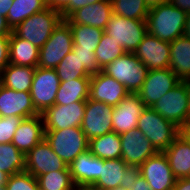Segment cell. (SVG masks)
I'll return each instance as SVG.
<instances>
[{
	"instance_id": "cell-14",
	"label": "cell",
	"mask_w": 190,
	"mask_h": 190,
	"mask_svg": "<svg viewBox=\"0 0 190 190\" xmlns=\"http://www.w3.org/2000/svg\"><path fill=\"white\" fill-rule=\"evenodd\" d=\"M25 157V171L35 178L53 171L69 170L68 165L52 150L45 139L36 144Z\"/></svg>"
},
{
	"instance_id": "cell-39",
	"label": "cell",
	"mask_w": 190,
	"mask_h": 190,
	"mask_svg": "<svg viewBox=\"0 0 190 190\" xmlns=\"http://www.w3.org/2000/svg\"><path fill=\"white\" fill-rule=\"evenodd\" d=\"M72 51L78 55L81 64L84 65L85 71L90 75L98 74L101 69L97 64L96 56L94 51L85 49H72Z\"/></svg>"
},
{
	"instance_id": "cell-17",
	"label": "cell",
	"mask_w": 190,
	"mask_h": 190,
	"mask_svg": "<svg viewBox=\"0 0 190 190\" xmlns=\"http://www.w3.org/2000/svg\"><path fill=\"white\" fill-rule=\"evenodd\" d=\"M145 105L137 93H129L112 111L113 132L122 134L137 128V122Z\"/></svg>"
},
{
	"instance_id": "cell-23",
	"label": "cell",
	"mask_w": 190,
	"mask_h": 190,
	"mask_svg": "<svg viewBox=\"0 0 190 190\" xmlns=\"http://www.w3.org/2000/svg\"><path fill=\"white\" fill-rule=\"evenodd\" d=\"M163 153L176 179L190 177V141L182 132Z\"/></svg>"
},
{
	"instance_id": "cell-45",
	"label": "cell",
	"mask_w": 190,
	"mask_h": 190,
	"mask_svg": "<svg viewBox=\"0 0 190 190\" xmlns=\"http://www.w3.org/2000/svg\"><path fill=\"white\" fill-rule=\"evenodd\" d=\"M173 190H190V177L176 179Z\"/></svg>"
},
{
	"instance_id": "cell-5",
	"label": "cell",
	"mask_w": 190,
	"mask_h": 190,
	"mask_svg": "<svg viewBox=\"0 0 190 190\" xmlns=\"http://www.w3.org/2000/svg\"><path fill=\"white\" fill-rule=\"evenodd\" d=\"M101 71L123 84L129 93H137L146 79L148 68L134 53L126 52Z\"/></svg>"
},
{
	"instance_id": "cell-7",
	"label": "cell",
	"mask_w": 190,
	"mask_h": 190,
	"mask_svg": "<svg viewBox=\"0 0 190 190\" xmlns=\"http://www.w3.org/2000/svg\"><path fill=\"white\" fill-rule=\"evenodd\" d=\"M104 33L119 43L126 52L133 53L147 34V23L112 14Z\"/></svg>"
},
{
	"instance_id": "cell-3",
	"label": "cell",
	"mask_w": 190,
	"mask_h": 190,
	"mask_svg": "<svg viewBox=\"0 0 190 190\" xmlns=\"http://www.w3.org/2000/svg\"><path fill=\"white\" fill-rule=\"evenodd\" d=\"M62 20L59 12L48 7L25 19L12 29V32L16 36L41 48Z\"/></svg>"
},
{
	"instance_id": "cell-32",
	"label": "cell",
	"mask_w": 190,
	"mask_h": 190,
	"mask_svg": "<svg viewBox=\"0 0 190 190\" xmlns=\"http://www.w3.org/2000/svg\"><path fill=\"white\" fill-rule=\"evenodd\" d=\"M25 154L19 151L11 142L0 144V170L8 174L25 171Z\"/></svg>"
},
{
	"instance_id": "cell-15",
	"label": "cell",
	"mask_w": 190,
	"mask_h": 190,
	"mask_svg": "<svg viewBox=\"0 0 190 190\" xmlns=\"http://www.w3.org/2000/svg\"><path fill=\"white\" fill-rule=\"evenodd\" d=\"M136 171L147 181L151 190H173L176 178L163 152L148 158Z\"/></svg>"
},
{
	"instance_id": "cell-43",
	"label": "cell",
	"mask_w": 190,
	"mask_h": 190,
	"mask_svg": "<svg viewBox=\"0 0 190 190\" xmlns=\"http://www.w3.org/2000/svg\"><path fill=\"white\" fill-rule=\"evenodd\" d=\"M47 6L60 14L68 7L69 0H46Z\"/></svg>"
},
{
	"instance_id": "cell-35",
	"label": "cell",
	"mask_w": 190,
	"mask_h": 190,
	"mask_svg": "<svg viewBox=\"0 0 190 190\" xmlns=\"http://www.w3.org/2000/svg\"><path fill=\"white\" fill-rule=\"evenodd\" d=\"M39 190H74L69 170H58L36 177Z\"/></svg>"
},
{
	"instance_id": "cell-38",
	"label": "cell",
	"mask_w": 190,
	"mask_h": 190,
	"mask_svg": "<svg viewBox=\"0 0 190 190\" xmlns=\"http://www.w3.org/2000/svg\"><path fill=\"white\" fill-rule=\"evenodd\" d=\"M24 118L20 116L0 117V144L9 143Z\"/></svg>"
},
{
	"instance_id": "cell-36",
	"label": "cell",
	"mask_w": 190,
	"mask_h": 190,
	"mask_svg": "<svg viewBox=\"0 0 190 190\" xmlns=\"http://www.w3.org/2000/svg\"><path fill=\"white\" fill-rule=\"evenodd\" d=\"M126 51L112 37L103 34L94 54L97 64L100 69H103L107 64L113 62L118 57L124 55Z\"/></svg>"
},
{
	"instance_id": "cell-47",
	"label": "cell",
	"mask_w": 190,
	"mask_h": 190,
	"mask_svg": "<svg viewBox=\"0 0 190 190\" xmlns=\"http://www.w3.org/2000/svg\"><path fill=\"white\" fill-rule=\"evenodd\" d=\"M14 0H0V15L7 18V14L13 5Z\"/></svg>"
},
{
	"instance_id": "cell-34",
	"label": "cell",
	"mask_w": 190,
	"mask_h": 190,
	"mask_svg": "<svg viewBox=\"0 0 190 190\" xmlns=\"http://www.w3.org/2000/svg\"><path fill=\"white\" fill-rule=\"evenodd\" d=\"M112 14L121 15L125 18L146 21L150 10L145 0H110Z\"/></svg>"
},
{
	"instance_id": "cell-30",
	"label": "cell",
	"mask_w": 190,
	"mask_h": 190,
	"mask_svg": "<svg viewBox=\"0 0 190 190\" xmlns=\"http://www.w3.org/2000/svg\"><path fill=\"white\" fill-rule=\"evenodd\" d=\"M48 8L46 0H14L7 14V22L11 29L35 13Z\"/></svg>"
},
{
	"instance_id": "cell-40",
	"label": "cell",
	"mask_w": 190,
	"mask_h": 190,
	"mask_svg": "<svg viewBox=\"0 0 190 190\" xmlns=\"http://www.w3.org/2000/svg\"><path fill=\"white\" fill-rule=\"evenodd\" d=\"M129 190H151L147 181L135 170L127 182Z\"/></svg>"
},
{
	"instance_id": "cell-42",
	"label": "cell",
	"mask_w": 190,
	"mask_h": 190,
	"mask_svg": "<svg viewBox=\"0 0 190 190\" xmlns=\"http://www.w3.org/2000/svg\"><path fill=\"white\" fill-rule=\"evenodd\" d=\"M9 41L10 37H0V74L9 64Z\"/></svg>"
},
{
	"instance_id": "cell-46",
	"label": "cell",
	"mask_w": 190,
	"mask_h": 190,
	"mask_svg": "<svg viewBox=\"0 0 190 190\" xmlns=\"http://www.w3.org/2000/svg\"><path fill=\"white\" fill-rule=\"evenodd\" d=\"M169 3L186 13L190 12V0H169Z\"/></svg>"
},
{
	"instance_id": "cell-48",
	"label": "cell",
	"mask_w": 190,
	"mask_h": 190,
	"mask_svg": "<svg viewBox=\"0 0 190 190\" xmlns=\"http://www.w3.org/2000/svg\"><path fill=\"white\" fill-rule=\"evenodd\" d=\"M145 3L147 7L150 9L161 4L169 3V0H145Z\"/></svg>"
},
{
	"instance_id": "cell-25",
	"label": "cell",
	"mask_w": 190,
	"mask_h": 190,
	"mask_svg": "<svg viewBox=\"0 0 190 190\" xmlns=\"http://www.w3.org/2000/svg\"><path fill=\"white\" fill-rule=\"evenodd\" d=\"M169 68L181 81L190 77V38L185 35L170 43Z\"/></svg>"
},
{
	"instance_id": "cell-4",
	"label": "cell",
	"mask_w": 190,
	"mask_h": 190,
	"mask_svg": "<svg viewBox=\"0 0 190 190\" xmlns=\"http://www.w3.org/2000/svg\"><path fill=\"white\" fill-rule=\"evenodd\" d=\"M44 139L67 165L89 149V140L81 127L45 130Z\"/></svg>"
},
{
	"instance_id": "cell-20",
	"label": "cell",
	"mask_w": 190,
	"mask_h": 190,
	"mask_svg": "<svg viewBox=\"0 0 190 190\" xmlns=\"http://www.w3.org/2000/svg\"><path fill=\"white\" fill-rule=\"evenodd\" d=\"M134 171L121 158L100 159L99 178L93 185L101 190H115L127 186Z\"/></svg>"
},
{
	"instance_id": "cell-37",
	"label": "cell",
	"mask_w": 190,
	"mask_h": 190,
	"mask_svg": "<svg viewBox=\"0 0 190 190\" xmlns=\"http://www.w3.org/2000/svg\"><path fill=\"white\" fill-rule=\"evenodd\" d=\"M4 190H39L36 178L22 171L8 177Z\"/></svg>"
},
{
	"instance_id": "cell-33",
	"label": "cell",
	"mask_w": 190,
	"mask_h": 190,
	"mask_svg": "<svg viewBox=\"0 0 190 190\" xmlns=\"http://www.w3.org/2000/svg\"><path fill=\"white\" fill-rule=\"evenodd\" d=\"M61 82L78 78H91L85 71L84 65L73 51L69 52L55 68Z\"/></svg>"
},
{
	"instance_id": "cell-26",
	"label": "cell",
	"mask_w": 190,
	"mask_h": 190,
	"mask_svg": "<svg viewBox=\"0 0 190 190\" xmlns=\"http://www.w3.org/2000/svg\"><path fill=\"white\" fill-rule=\"evenodd\" d=\"M39 52L40 48L16 36L13 32L11 33L9 41V63L36 68L38 66Z\"/></svg>"
},
{
	"instance_id": "cell-24",
	"label": "cell",
	"mask_w": 190,
	"mask_h": 190,
	"mask_svg": "<svg viewBox=\"0 0 190 190\" xmlns=\"http://www.w3.org/2000/svg\"><path fill=\"white\" fill-rule=\"evenodd\" d=\"M75 186L93 185L99 178L100 158L88 149L68 165Z\"/></svg>"
},
{
	"instance_id": "cell-52",
	"label": "cell",
	"mask_w": 190,
	"mask_h": 190,
	"mask_svg": "<svg viewBox=\"0 0 190 190\" xmlns=\"http://www.w3.org/2000/svg\"><path fill=\"white\" fill-rule=\"evenodd\" d=\"M187 86V92H188V97H189V101H190V77L186 78L183 80Z\"/></svg>"
},
{
	"instance_id": "cell-29",
	"label": "cell",
	"mask_w": 190,
	"mask_h": 190,
	"mask_svg": "<svg viewBox=\"0 0 190 190\" xmlns=\"http://www.w3.org/2000/svg\"><path fill=\"white\" fill-rule=\"evenodd\" d=\"M89 150L100 159L111 160L121 158L122 144L120 134L110 132L89 140Z\"/></svg>"
},
{
	"instance_id": "cell-50",
	"label": "cell",
	"mask_w": 190,
	"mask_h": 190,
	"mask_svg": "<svg viewBox=\"0 0 190 190\" xmlns=\"http://www.w3.org/2000/svg\"><path fill=\"white\" fill-rule=\"evenodd\" d=\"M184 35L190 38V12H188L186 15Z\"/></svg>"
},
{
	"instance_id": "cell-27",
	"label": "cell",
	"mask_w": 190,
	"mask_h": 190,
	"mask_svg": "<svg viewBox=\"0 0 190 190\" xmlns=\"http://www.w3.org/2000/svg\"><path fill=\"white\" fill-rule=\"evenodd\" d=\"M35 69L9 63L1 73V83L15 91L30 92Z\"/></svg>"
},
{
	"instance_id": "cell-53",
	"label": "cell",
	"mask_w": 190,
	"mask_h": 190,
	"mask_svg": "<svg viewBox=\"0 0 190 190\" xmlns=\"http://www.w3.org/2000/svg\"><path fill=\"white\" fill-rule=\"evenodd\" d=\"M181 132H190V118L185 128L181 130Z\"/></svg>"
},
{
	"instance_id": "cell-28",
	"label": "cell",
	"mask_w": 190,
	"mask_h": 190,
	"mask_svg": "<svg viewBox=\"0 0 190 190\" xmlns=\"http://www.w3.org/2000/svg\"><path fill=\"white\" fill-rule=\"evenodd\" d=\"M91 78H78L60 83L55 98V104L68 105L79 101H86L89 98Z\"/></svg>"
},
{
	"instance_id": "cell-8",
	"label": "cell",
	"mask_w": 190,
	"mask_h": 190,
	"mask_svg": "<svg viewBox=\"0 0 190 190\" xmlns=\"http://www.w3.org/2000/svg\"><path fill=\"white\" fill-rule=\"evenodd\" d=\"M73 36L70 26L62 20L40 48L38 67L55 69L62 59L72 51Z\"/></svg>"
},
{
	"instance_id": "cell-54",
	"label": "cell",
	"mask_w": 190,
	"mask_h": 190,
	"mask_svg": "<svg viewBox=\"0 0 190 190\" xmlns=\"http://www.w3.org/2000/svg\"><path fill=\"white\" fill-rule=\"evenodd\" d=\"M187 138L188 140L190 141V132H182Z\"/></svg>"
},
{
	"instance_id": "cell-44",
	"label": "cell",
	"mask_w": 190,
	"mask_h": 190,
	"mask_svg": "<svg viewBox=\"0 0 190 190\" xmlns=\"http://www.w3.org/2000/svg\"><path fill=\"white\" fill-rule=\"evenodd\" d=\"M12 29L8 25L7 18L0 15V37H10Z\"/></svg>"
},
{
	"instance_id": "cell-55",
	"label": "cell",
	"mask_w": 190,
	"mask_h": 190,
	"mask_svg": "<svg viewBox=\"0 0 190 190\" xmlns=\"http://www.w3.org/2000/svg\"><path fill=\"white\" fill-rule=\"evenodd\" d=\"M115 190H129L127 186L121 187V188H117Z\"/></svg>"
},
{
	"instance_id": "cell-1",
	"label": "cell",
	"mask_w": 190,
	"mask_h": 190,
	"mask_svg": "<svg viewBox=\"0 0 190 190\" xmlns=\"http://www.w3.org/2000/svg\"><path fill=\"white\" fill-rule=\"evenodd\" d=\"M186 15L185 11L170 3L150 8L146 18L147 33L171 43L184 35Z\"/></svg>"
},
{
	"instance_id": "cell-51",
	"label": "cell",
	"mask_w": 190,
	"mask_h": 190,
	"mask_svg": "<svg viewBox=\"0 0 190 190\" xmlns=\"http://www.w3.org/2000/svg\"><path fill=\"white\" fill-rule=\"evenodd\" d=\"M74 190H101L94 185L75 186Z\"/></svg>"
},
{
	"instance_id": "cell-41",
	"label": "cell",
	"mask_w": 190,
	"mask_h": 190,
	"mask_svg": "<svg viewBox=\"0 0 190 190\" xmlns=\"http://www.w3.org/2000/svg\"><path fill=\"white\" fill-rule=\"evenodd\" d=\"M104 0H69L68 7L61 13L62 19H66L75 10Z\"/></svg>"
},
{
	"instance_id": "cell-12",
	"label": "cell",
	"mask_w": 190,
	"mask_h": 190,
	"mask_svg": "<svg viewBox=\"0 0 190 190\" xmlns=\"http://www.w3.org/2000/svg\"><path fill=\"white\" fill-rule=\"evenodd\" d=\"M122 144L121 159L134 170L158 151L138 128L120 134Z\"/></svg>"
},
{
	"instance_id": "cell-49",
	"label": "cell",
	"mask_w": 190,
	"mask_h": 190,
	"mask_svg": "<svg viewBox=\"0 0 190 190\" xmlns=\"http://www.w3.org/2000/svg\"><path fill=\"white\" fill-rule=\"evenodd\" d=\"M9 175L0 170V190H4Z\"/></svg>"
},
{
	"instance_id": "cell-10",
	"label": "cell",
	"mask_w": 190,
	"mask_h": 190,
	"mask_svg": "<svg viewBox=\"0 0 190 190\" xmlns=\"http://www.w3.org/2000/svg\"><path fill=\"white\" fill-rule=\"evenodd\" d=\"M181 80L170 69L148 70L141 89L137 92L146 107H152Z\"/></svg>"
},
{
	"instance_id": "cell-9",
	"label": "cell",
	"mask_w": 190,
	"mask_h": 190,
	"mask_svg": "<svg viewBox=\"0 0 190 190\" xmlns=\"http://www.w3.org/2000/svg\"><path fill=\"white\" fill-rule=\"evenodd\" d=\"M60 83L55 69L36 67L30 95L39 114L55 104Z\"/></svg>"
},
{
	"instance_id": "cell-21",
	"label": "cell",
	"mask_w": 190,
	"mask_h": 190,
	"mask_svg": "<svg viewBox=\"0 0 190 190\" xmlns=\"http://www.w3.org/2000/svg\"><path fill=\"white\" fill-rule=\"evenodd\" d=\"M111 15V1L104 0L75 10L64 21L68 25H88L104 30Z\"/></svg>"
},
{
	"instance_id": "cell-6",
	"label": "cell",
	"mask_w": 190,
	"mask_h": 190,
	"mask_svg": "<svg viewBox=\"0 0 190 190\" xmlns=\"http://www.w3.org/2000/svg\"><path fill=\"white\" fill-rule=\"evenodd\" d=\"M151 108L181 130L185 128L190 118V101L185 82L181 81Z\"/></svg>"
},
{
	"instance_id": "cell-31",
	"label": "cell",
	"mask_w": 190,
	"mask_h": 190,
	"mask_svg": "<svg viewBox=\"0 0 190 190\" xmlns=\"http://www.w3.org/2000/svg\"><path fill=\"white\" fill-rule=\"evenodd\" d=\"M73 36L72 49L95 51L104 30L88 25H69Z\"/></svg>"
},
{
	"instance_id": "cell-16",
	"label": "cell",
	"mask_w": 190,
	"mask_h": 190,
	"mask_svg": "<svg viewBox=\"0 0 190 190\" xmlns=\"http://www.w3.org/2000/svg\"><path fill=\"white\" fill-rule=\"evenodd\" d=\"M133 53L148 70L169 68L170 43L148 33Z\"/></svg>"
},
{
	"instance_id": "cell-13",
	"label": "cell",
	"mask_w": 190,
	"mask_h": 190,
	"mask_svg": "<svg viewBox=\"0 0 190 190\" xmlns=\"http://www.w3.org/2000/svg\"><path fill=\"white\" fill-rule=\"evenodd\" d=\"M86 101L68 105L54 104L42 114L44 130H62L69 127H80L85 114Z\"/></svg>"
},
{
	"instance_id": "cell-22",
	"label": "cell",
	"mask_w": 190,
	"mask_h": 190,
	"mask_svg": "<svg viewBox=\"0 0 190 190\" xmlns=\"http://www.w3.org/2000/svg\"><path fill=\"white\" fill-rule=\"evenodd\" d=\"M44 125L41 114L25 118L18 126L11 143L25 155L44 139Z\"/></svg>"
},
{
	"instance_id": "cell-11",
	"label": "cell",
	"mask_w": 190,
	"mask_h": 190,
	"mask_svg": "<svg viewBox=\"0 0 190 190\" xmlns=\"http://www.w3.org/2000/svg\"><path fill=\"white\" fill-rule=\"evenodd\" d=\"M114 106L87 99L81 129L88 140L113 132L112 111Z\"/></svg>"
},
{
	"instance_id": "cell-2",
	"label": "cell",
	"mask_w": 190,
	"mask_h": 190,
	"mask_svg": "<svg viewBox=\"0 0 190 190\" xmlns=\"http://www.w3.org/2000/svg\"><path fill=\"white\" fill-rule=\"evenodd\" d=\"M137 128L151 141V144L158 152L167 149L181 129L173 122L163 118L151 107H145L137 122Z\"/></svg>"
},
{
	"instance_id": "cell-18",
	"label": "cell",
	"mask_w": 190,
	"mask_h": 190,
	"mask_svg": "<svg viewBox=\"0 0 190 190\" xmlns=\"http://www.w3.org/2000/svg\"><path fill=\"white\" fill-rule=\"evenodd\" d=\"M129 94L127 88L113 77L100 71L90 79L89 99L116 106Z\"/></svg>"
},
{
	"instance_id": "cell-19",
	"label": "cell",
	"mask_w": 190,
	"mask_h": 190,
	"mask_svg": "<svg viewBox=\"0 0 190 190\" xmlns=\"http://www.w3.org/2000/svg\"><path fill=\"white\" fill-rule=\"evenodd\" d=\"M39 115L30 92H19L0 86V117L20 116L29 118Z\"/></svg>"
}]
</instances>
